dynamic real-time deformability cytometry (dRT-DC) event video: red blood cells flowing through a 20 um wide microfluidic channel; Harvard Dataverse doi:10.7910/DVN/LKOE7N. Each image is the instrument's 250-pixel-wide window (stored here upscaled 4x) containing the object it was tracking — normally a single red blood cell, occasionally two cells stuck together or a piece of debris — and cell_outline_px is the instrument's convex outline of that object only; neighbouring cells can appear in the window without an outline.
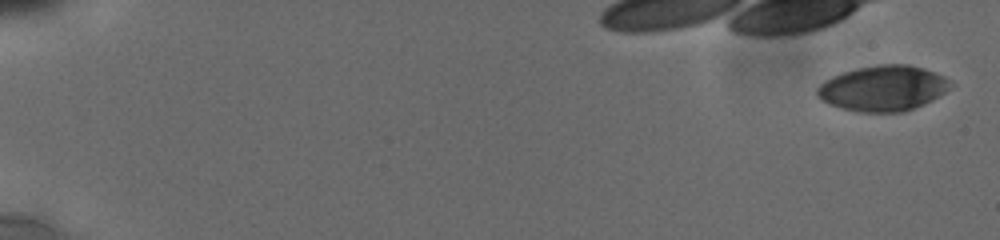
{"species": "human", "species_latin": "Homo sapiens", "temperature_condition": "cold", "stored_images_in_passage": 8, "camera_frame_rate_fps": 3000, "um_per_image_px": 0.085, "donor": {"sex": "male"}, "frame": {"image": 1, "passage_image": 1, "time_ms": 0.0, "image_size_px": [1000, 240], "cell_outline_px": [[948, 88], [944, 92], [932, 100], [924, 104], [904, 112], [856, 112], [840, 108], [828, 104], [816, 92], [816, 88], [824, 80], [832, 76], [856, 68], [876, 64], [908, 64], [924, 68], [936, 72], [944, 76], [948, 80]], "centroid_in_image_um": [75.03, 7.5], "position_along_channel_um": 10.0, "area_um2": 35.26}}
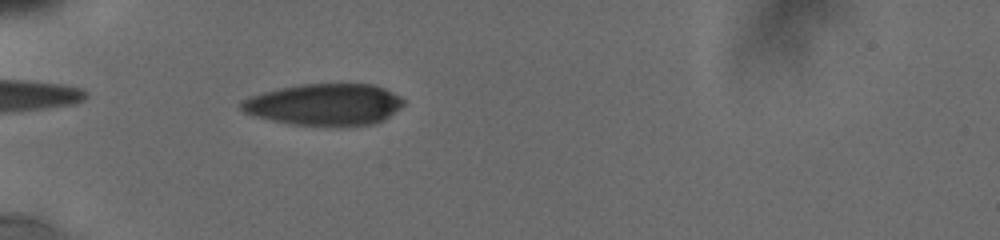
{"frame": {"image": 2, "passage_image": 8, "time_ms": 6.0, "image_size_px": [1000, 240], "cell_outline_px": [[404, 104], [400, 108], [384, 120], [376, 124], [348, 128], [332, 128], [288, 124], [256, 116], [244, 112], [240, 108], [240, 100], [248, 96], [280, 88], [304, 84], [372, 84], [384, 88], [400, 96], [404, 100]], "centroid_in_image_um": [27.61, 8.93], "position_along_channel_um": 57.4, "area_um2": 40.4}}